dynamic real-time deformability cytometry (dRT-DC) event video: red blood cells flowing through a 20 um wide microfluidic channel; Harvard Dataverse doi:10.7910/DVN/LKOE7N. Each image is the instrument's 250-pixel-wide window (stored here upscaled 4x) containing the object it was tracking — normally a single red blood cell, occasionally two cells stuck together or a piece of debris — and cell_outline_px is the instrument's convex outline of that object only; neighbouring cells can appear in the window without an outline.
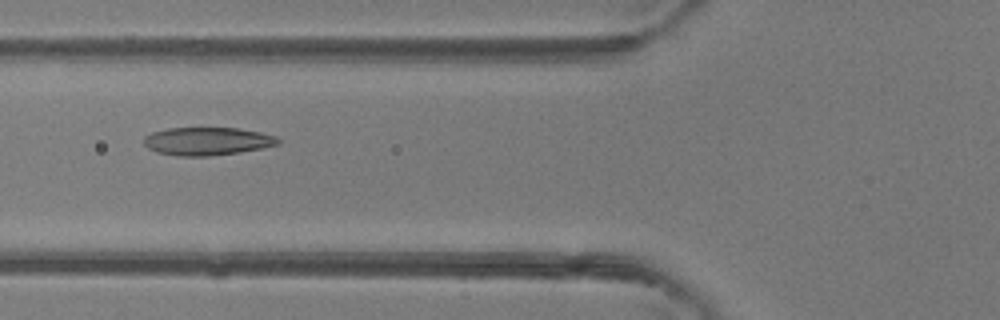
{"species": "common noctule bat (a hibernating species)", "species_latin": "Nyctalus noctula", "temperature_condition": "room temperature", "stored_images_in_passage": 35, "camera_frame_rate_fps": 3000, "um_per_image_px": 0.085, "animal": {"sex": "female"}, "frame": {"image": 1, "passage_image": 16, "time_ms": 5.0, "image_size_px": [1000, 320], "cell_outline_px": [[280, 144], [240, 152], [208, 156], [176, 156], [156, 152], [148, 148], [144, 144], [144, 136], [152, 132], [168, 128], [236, 128], [260, 132], [276, 136], [280, 140]], "centroid_in_image_um": [17.59, 12.0], "position_along_channel_um": 108.2, "area_um2": 21.91}}
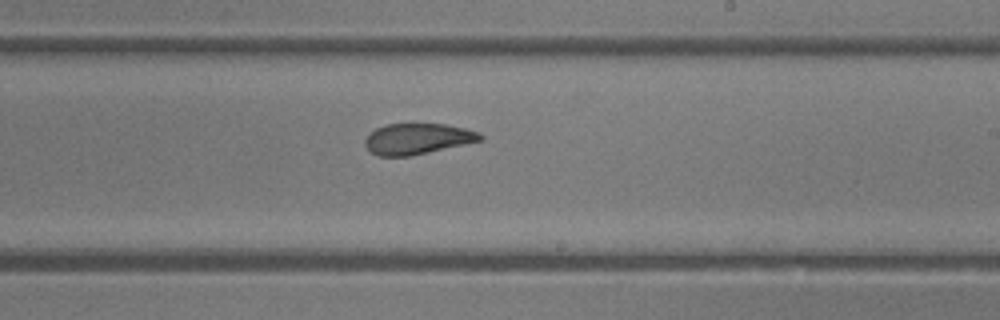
{"frame": {"image": 2, "passage_image": 26, "time_ms": 8.333, "image_size_px": [1000, 320], "cell_outline_px": [[484, 140], [428, 152], [408, 156], [380, 156], [372, 152], [364, 144], [364, 140], [376, 128], [384, 124], [444, 124], [464, 128], [480, 132], [484, 136]], "centroid_in_image_um": [35.52, 11.79], "position_along_channel_um": 253.5, "area_um2": 20.58}}
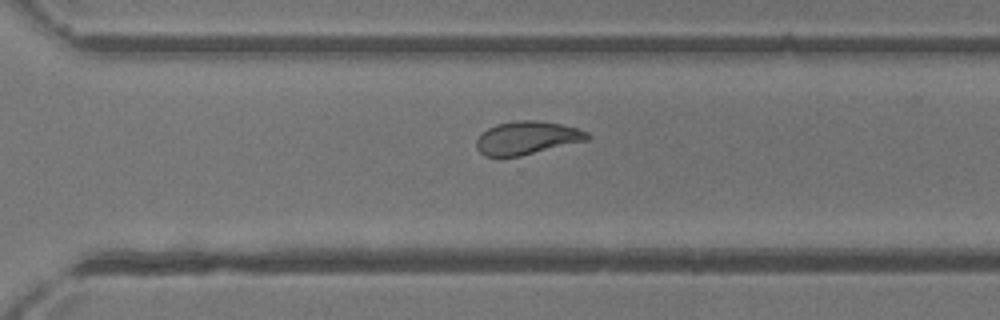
{"frame": {"image": 3, "passage_image": 31, "time_ms": 10.0, "image_size_px": [1000, 320], "cell_outline_px": [[592, 136], [588, 140], [520, 156], [484, 156], [476, 148], [476, 140], [488, 128], [496, 124], [516, 120], [536, 120], [560, 124], [576, 128], [588, 132]], "centroid_in_image_um": [44.81, 11.72], "position_along_channel_um": 325.8, "area_um2": 21.33}}